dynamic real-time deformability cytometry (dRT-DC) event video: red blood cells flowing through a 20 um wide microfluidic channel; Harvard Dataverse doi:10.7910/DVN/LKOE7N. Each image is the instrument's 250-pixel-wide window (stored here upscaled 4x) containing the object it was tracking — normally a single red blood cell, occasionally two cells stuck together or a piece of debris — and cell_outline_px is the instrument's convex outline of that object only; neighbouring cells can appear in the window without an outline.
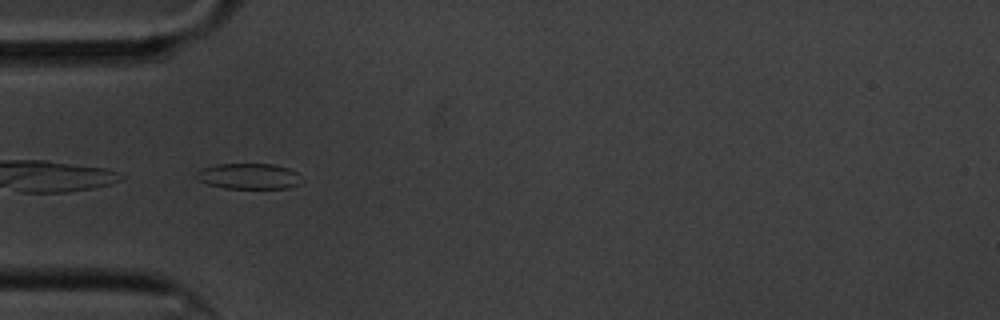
{"species": "common noctule bat (a hibernating species)", "species_latin": "Nyctalus noctula", "temperature_condition": "cold", "stored_images_in_passage": 7, "camera_frame_rate_fps": 3000, "um_per_image_px": 0.085, "animal": {"sex": "male", "body_mass_g": 20.1, "forearm_length_mm": 53.5}, "frame": {"image": 1, "passage_image": 1, "time_ms": 0.0, "image_size_px": [1000, 320], "cell_outline_px": [[304, 180], [288, 188], [224, 188], [208, 184], [200, 180], [196, 176], [196, 172], [204, 168], [216, 164], [272, 164], [288, 168], [296, 172]], "centroid_in_image_um": [21.17, 14.97], "position_along_channel_um": 63.8, "area_um2": 15.61}}
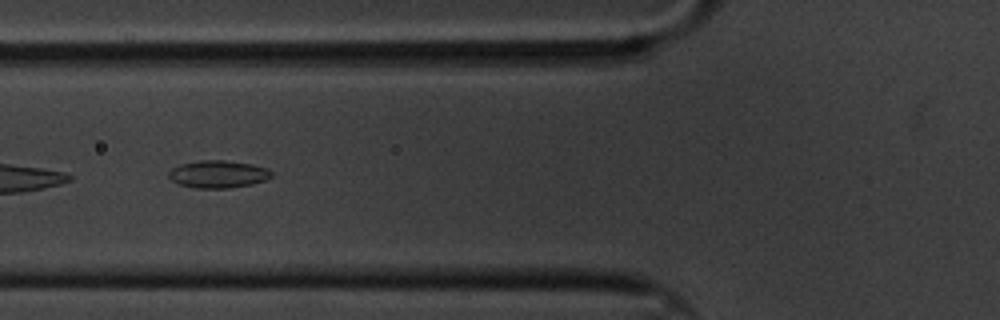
{"frame": {"image": 2, "passage_image": 5, "time_ms": 1.333, "image_size_px": [1000, 320], "cell_outline_px": [[272, 176], [264, 180], [252, 184], [228, 188], [196, 188], [180, 184], [172, 180], [168, 176], [168, 172], [172, 168], [180, 164], [200, 160], [224, 160], [252, 164], [268, 168], [272, 172]], "centroid_in_image_um": [18.54, 14.79], "position_along_channel_um": 107.3, "area_um2": 16.42}}